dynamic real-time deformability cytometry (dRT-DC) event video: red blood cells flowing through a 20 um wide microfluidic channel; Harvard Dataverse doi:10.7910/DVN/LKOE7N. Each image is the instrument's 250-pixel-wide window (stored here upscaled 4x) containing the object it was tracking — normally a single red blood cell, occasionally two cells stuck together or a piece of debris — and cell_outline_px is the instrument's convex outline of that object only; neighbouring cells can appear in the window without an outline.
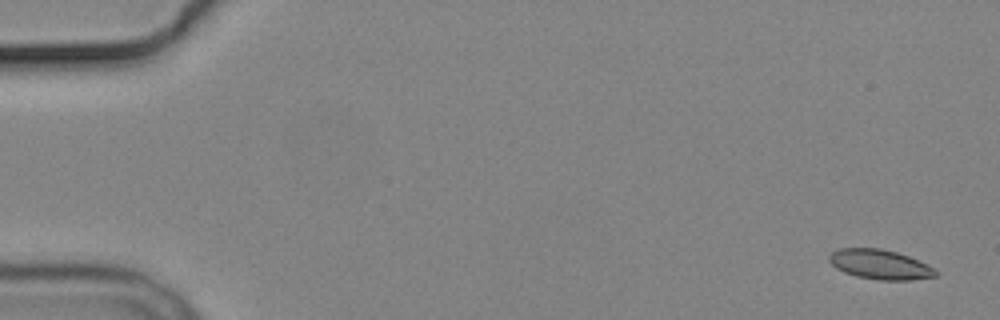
{"species": "common noctule bat (a hibernating species)", "species_latin": "Nyctalus noctula", "temperature_condition": "cold", "stored_images_in_passage": 5, "camera_frame_rate_fps": 3000, "um_per_image_px": 0.085, "animal": {"sex": "male", "body_mass_g": 19.2, "forearm_length_mm": 51.8}, "frame": {"image": 1, "passage_image": 1, "time_ms": 0.0, "image_size_px": [1000, 320], "cell_outline_px": [[940, 272], [936, 276], [912, 280], [880, 280], [856, 276], [844, 272], [836, 268], [828, 260], [828, 256], [832, 252], [840, 248], [880, 248], [896, 252], [908, 256], [936, 268]], "centroid_in_image_um": [74.82, 22.48], "position_along_channel_um": 10.2, "area_um2": 18.5}}
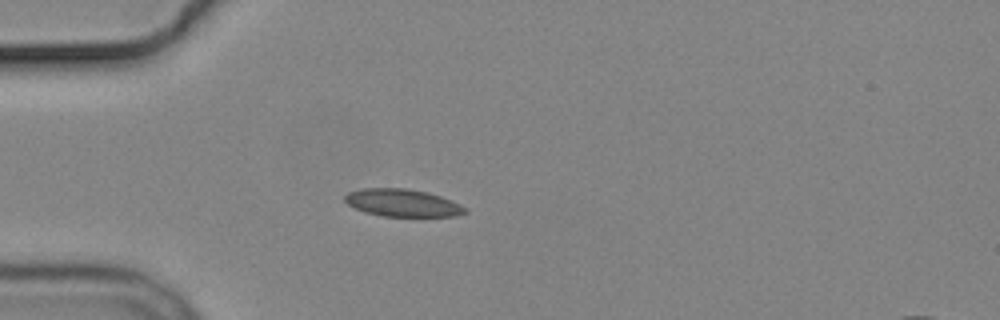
{"frame": {"image": 2, "passage_image": 5, "time_ms": 4.667, "image_size_px": [1000, 320], "cell_outline_px": [[468, 212], [456, 216], [384, 216], [364, 212], [348, 204], [344, 200], [344, 196], [348, 192], [364, 188], [404, 188], [428, 192], [440, 196], [460, 204], [468, 208]], "centroid_in_image_um": [34.23, 17.24], "position_along_channel_um": 50.8, "area_um2": 19.25}}